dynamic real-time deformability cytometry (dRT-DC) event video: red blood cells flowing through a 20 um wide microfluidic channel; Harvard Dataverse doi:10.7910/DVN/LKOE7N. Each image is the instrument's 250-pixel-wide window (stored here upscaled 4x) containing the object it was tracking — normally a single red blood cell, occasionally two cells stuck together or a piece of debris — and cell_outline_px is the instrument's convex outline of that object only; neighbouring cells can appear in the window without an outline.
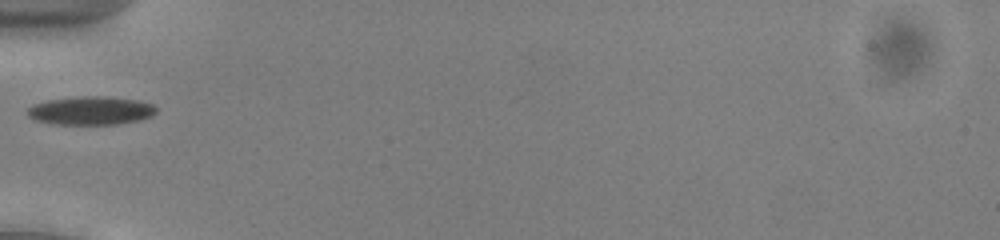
{"species": "common noctule bat (a hibernating species)", "species_latin": "Nyctalus noctula", "temperature_condition": "cold", "stored_images_in_passage": 31, "camera_frame_rate_fps": 3000, "um_per_image_px": 0.085, "animal": {"sex": "male", "body_mass_g": 13.0, "forearm_length_mm": 53.1}, "frame": {"image": 1, "passage_image": 1, "time_ms": 0.0, "image_size_px": [1000, 240], "cell_outline_px": [[156, 112], [152, 116], [140, 120], [116, 124], [52, 124], [36, 120], [28, 116], [28, 108], [32, 104], [48, 100], [84, 96], [104, 96], [140, 100], [152, 104], [156, 108]], "centroid_in_image_um": [7.73, 9.4], "position_along_channel_um": 77.3, "area_um2": 21.33}}
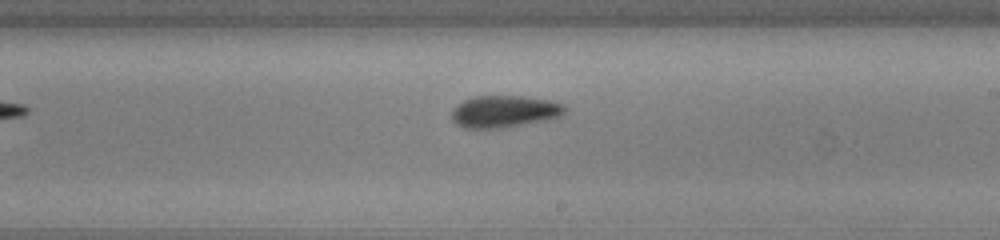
{"frame": {"image": 2, "passage_image": 14, "time_ms": 4.333, "image_size_px": [1000, 240], "cell_outline_px": [[568, 108], [560, 116], [552, 120], [504, 128], [464, 128], [456, 124], [452, 120], [452, 108], [456, 104], [464, 100], [476, 96], [520, 96], [552, 100], [564, 104]], "centroid_in_image_um": [42.91, 9.48], "position_along_channel_um": 246.1, "area_um2": 21.56}}
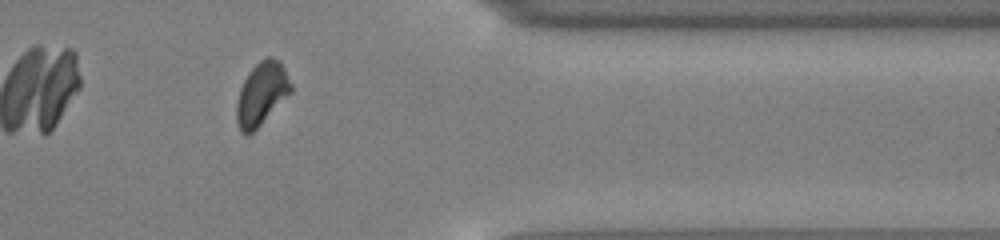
{"frame": {"image": 3, "passage_image": 26, "time_ms": 8.333, "image_size_px": [1000, 240], "cell_outline_px": [[292, 92], [252, 132], [240, 132], [236, 120], [236, 104], [240, 88], [244, 80], [252, 68], [260, 60], [268, 56], [272, 56], [280, 60], [292, 84]], "centroid_in_image_um": [22.25, 7.92], "position_along_channel_um": 389.2, "area_um2": 19.71}, "authors_computed_cell_mechanics": {"area_um2": 20.9814, "velocity_mm_per_s": 3.9092, "shape_relaxation_time_tau1_ms": 3.2511, "shape_relaxation_time_tau2_ms": 3.3425, "deformation_change_tau1": 0.0902, "deformation_change_tau2": 0.0817}}